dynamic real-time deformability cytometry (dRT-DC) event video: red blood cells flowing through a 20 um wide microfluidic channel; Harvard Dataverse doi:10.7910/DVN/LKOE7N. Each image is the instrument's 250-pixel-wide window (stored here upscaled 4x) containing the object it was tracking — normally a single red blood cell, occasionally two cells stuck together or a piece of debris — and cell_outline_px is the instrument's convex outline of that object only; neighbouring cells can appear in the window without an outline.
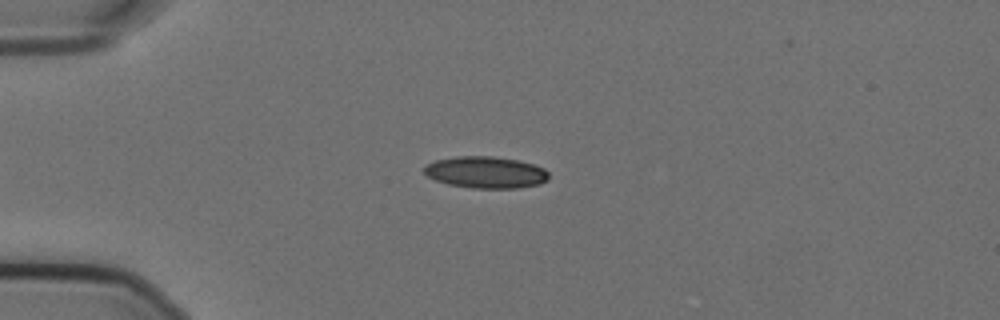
{"species": "Egyptian fruit bat (a non-hibernating species)", "species_latin": "Rousettus aegyptiacus", "temperature_condition": "cold", "stored_images_in_passage": 48, "camera_frame_rate_fps": 3000, "um_per_image_px": 0.085, "animal": {"sex": "female"}, "frame": {"image": 1, "passage_image": 14, "time_ms": 4.333, "image_size_px": [1000, 320], "cell_outline_px": [[548, 180], [540, 184], [520, 188], [472, 188], [448, 184], [436, 180], [428, 176], [424, 172], [424, 168], [428, 164], [436, 160], [456, 156], [492, 156], [520, 160], [544, 168], [548, 172]], "centroid_in_image_um": [41.32, 14.65], "position_along_channel_um": 43.7, "area_um2": 23.06}}
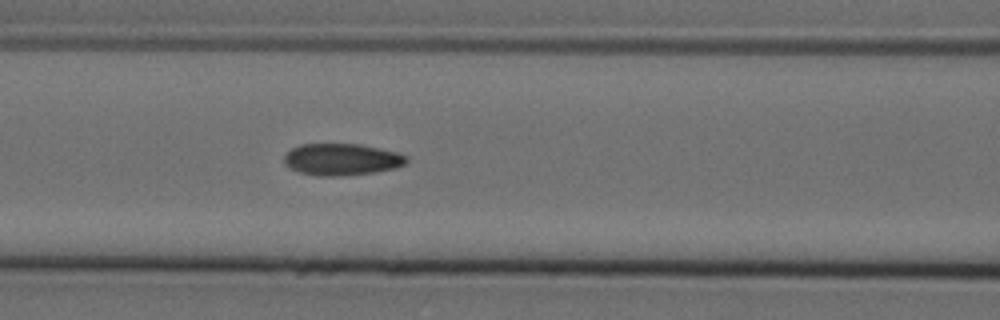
{"frame": {"image": 2, "passage_image": 24, "time_ms": 7.667, "image_size_px": [1000, 320], "cell_outline_px": [[408, 164], [396, 168], [372, 172], [332, 176], [316, 176], [300, 172], [284, 164], [284, 156], [292, 148], [300, 144], [360, 144], [400, 152], [408, 156]], "centroid_in_image_um": [29.09, 13.54], "position_along_channel_um": 137.5, "area_um2": 22.72}}
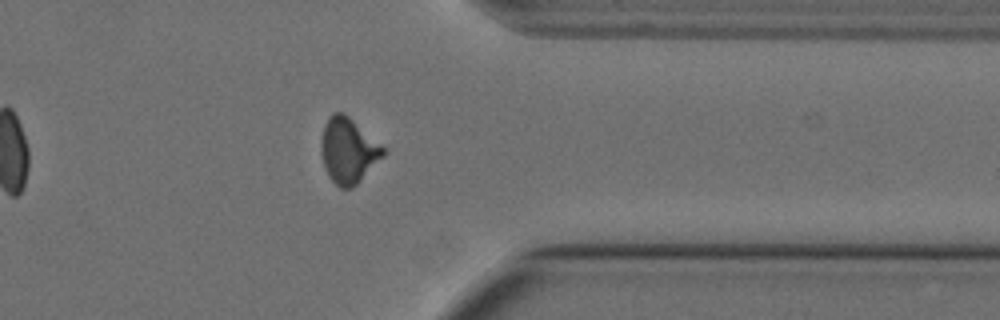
{"frame": {"image": 3, "passage_image": 45, "time_ms": 14.667, "image_size_px": [1000, 320], "cell_outline_px": [[384, 156], [352, 188], [340, 188], [328, 176], [320, 152], [320, 148], [324, 124], [328, 116], [332, 112], [344, 112], [384, 148]], "centroid_in_image_um": [29.57, 12.78], "position_along_channel_um": 381.8, "area_um2": 23.35}, "authors_computed_cell_mechanics": {"area_um2": 22.6865, "velocity_mm_per_s": 3.5954, "shape_relaxation_time_tau1_ms": 6.6913, "shape_relaxation_time_tau2_ms": 1.8948, "deformation_change_tau1": 0.1653, "deformation_change_tau2": 0.0588}}